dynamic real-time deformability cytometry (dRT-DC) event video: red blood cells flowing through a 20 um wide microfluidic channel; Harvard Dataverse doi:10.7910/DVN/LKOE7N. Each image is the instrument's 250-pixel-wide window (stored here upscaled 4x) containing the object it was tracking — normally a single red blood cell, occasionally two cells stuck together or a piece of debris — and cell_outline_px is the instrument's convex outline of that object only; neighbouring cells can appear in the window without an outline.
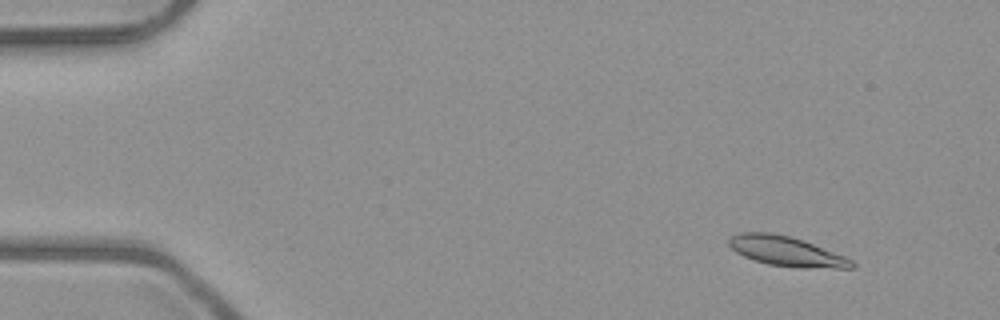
{"species": "common noctule bat (a hibernating species)", "species_latin": "Nyctalus noctula", "temperature_condition": "room temperature", "stored_images_in_passage": 3, "camera_frame_rate_fps": 3000, "um_per_image_px": 0.085, "animal": {"sex": "male", "body_mass_g": 23.1, "forearm_length_mm": 52.7}, "frame": {"image": 1, "passage_image": 1, "time_ms": 0.0, "image_size_px": [1000, 320], "cell_outline_px": [[856, 268], [800, 268], [768, 264], [752, 260], [736, 252], [728, 244], [728, 240], [732, 236], [740, 232], [772, 232], [804, 240], [844, 256], [852, 260], [856, 264]], "centroid_in_image_um": [66.85, 21.36], "position_along_channel_um": 18.2, "area_um2": 21.39}}